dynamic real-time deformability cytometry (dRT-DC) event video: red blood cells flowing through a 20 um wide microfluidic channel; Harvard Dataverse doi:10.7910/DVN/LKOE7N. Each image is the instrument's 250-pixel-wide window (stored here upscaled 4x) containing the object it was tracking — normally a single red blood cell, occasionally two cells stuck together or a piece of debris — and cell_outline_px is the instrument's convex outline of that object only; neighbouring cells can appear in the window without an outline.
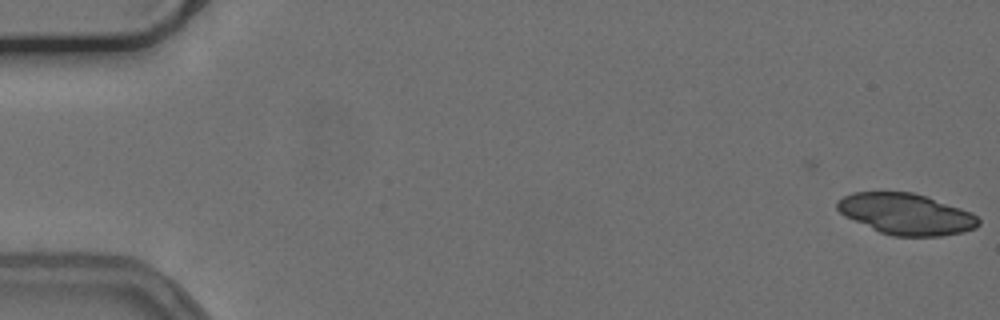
{"species": "common noctule bat (a hibernating species)", "species_latin": "Nyctalus noctula", "temperature_condition": "cold", "stored_images_in_passage": 4, "camera_frame_rate_fps": 3000, "um_per_image_px": 0.085, "animal": {"sex": "female", "body_mass_g": 24.6, "forearm_length_mm": 56.2}, "frame": {"image": 1, "passage_image": 4, "time_ms": 1.0, "image_size_px": [1000, 320], "cell_outline_px": [[980, 224], [976, 228], [964, 232], [940, 236], [892, 236], [880, 232], [844, 216], [836, 208], [836, 200], [852, 192], [912, 192], [972, 212], [980, 220]], "centroid_in_image_um": [77.01, 18.2], "position_along_channel_um": 8.0, "area_um2": 33.76}}